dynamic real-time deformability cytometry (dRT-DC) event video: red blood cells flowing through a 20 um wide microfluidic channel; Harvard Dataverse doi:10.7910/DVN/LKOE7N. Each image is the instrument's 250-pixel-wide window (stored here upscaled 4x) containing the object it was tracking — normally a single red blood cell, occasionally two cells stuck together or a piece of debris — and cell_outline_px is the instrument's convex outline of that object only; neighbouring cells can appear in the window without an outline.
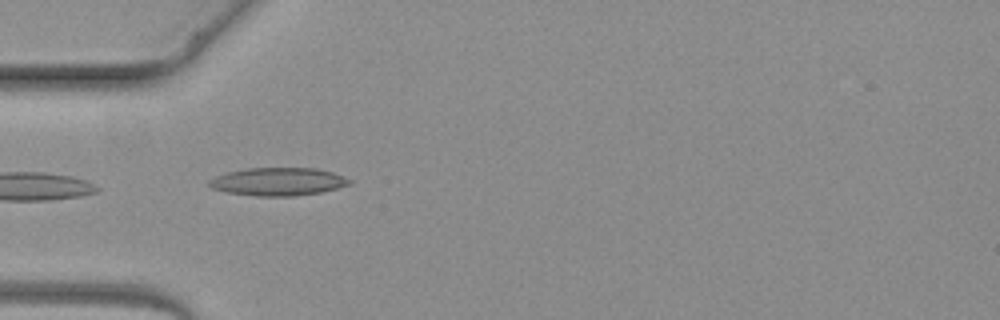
{"species": "common noctule bat (a hibernating species)", "species_latin": "Nyctalus noctula", "temperature_condition": "warm", "stored_images_in_passage": 3, "camera_frame_rate_fps": 3000, "um_per_image_px": 0.085, "animal": {"sex": "female", "body_mass_g": 19.3, "forearm_length_mm": 54.1}, "frame": {"image": 1, "passage_image": 3, "time_ms": 3.333, "image_size_px": [1000, 320], "cell_outline_px": [[352, 184], [320, 192], [296, 196], [256, 196], [228, 192], [212, 188], [208, 184], [208, 180], [216, 176], [228, 172], [248, 168], [316, 168], [332, 172], [352, 180]], "centroid_in_image_um": [23.65, 15.44], "position_along_channel_um": 61.4, "area_um2": 22.77}}